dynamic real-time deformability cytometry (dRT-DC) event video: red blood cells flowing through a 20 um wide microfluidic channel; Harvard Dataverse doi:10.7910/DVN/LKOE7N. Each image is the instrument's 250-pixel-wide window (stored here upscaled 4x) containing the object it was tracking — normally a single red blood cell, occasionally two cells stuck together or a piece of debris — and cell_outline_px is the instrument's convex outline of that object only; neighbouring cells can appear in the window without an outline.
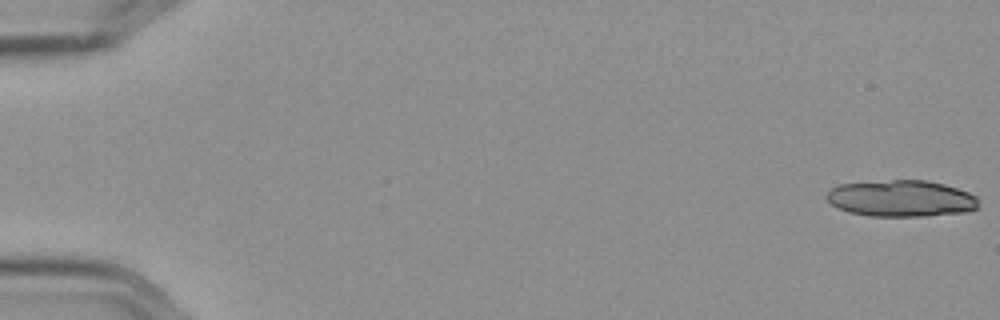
{"species": "Egyptian fruit bat (a non-hibernating species)", "species_latin": "Rousettus aegyptiacus", "temperature_condition": "cold", "stored_images_in_passage": 19, "camera_frame_rate_fps": 3000, "um_per_image_px": 0.085, "frame": {"image": 1, "passage_image": 1, "time_ms": 0.0, "image_size_px": [1000, 320], "cell_outline_px": [[976, 208], [964, 212], [920, 216], [868, 216], [848, 212], [832, 204], [828, 200], [828, 192], [832, 188], [840, 184], [892, 180], [928, 180], [944, 184], [968, 192], [976, 196]], "centroid_in_image_um": [76.59, 16.86], "position_along_channel_um": 8.4, "area_um2": 31.91}}